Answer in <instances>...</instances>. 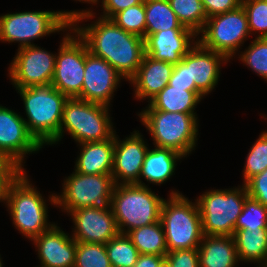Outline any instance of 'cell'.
Instances as JSON below:
<instances>
[{
	"label": "cell",
	"instance_id": "6da1fadb",
	"mask_svg": "<svg viewBox=\"0 0 267 267\" xmlns=\"http://www.w3.org/2000/svg\"><path fill=\"white\" fill-rule=\"evenodd\" d=\"M97 18L88 25H71L90 53L106 60L125 81H129L136 74L145 54L144 39L126 32L111 19Z\"/></svg>",
	"mask_w": 267,
	"mask_h": 267
},
{
	"label": "cell",
	"instance_id": "7a4b0ae2",
	"mask_svg": "<svg viewBox=\"0 0 267 267\" xmlns=\"http://www.w3.org/2000/svg\"><path fill=\"white\" fill-rule=\"evenodd\" d=\"M97 15L91 9L70 11H24L0 15V41L19 43L18 48L36 45L33 40L64 32L69 24L87 22ZM32 41V42H31Z\"/></svg>",
	"mask_w": 267,
	"mask_h": 267
},
{
	"label": "cell",
	"instance_id": "3957f363",
	"mask_svg": "<svg viewBox=\"0 0 267 267\" xmlns=\"http://www.w3.org/2000/svg\"><path fill=\"white\" fill-rule=\"evenodd\" d=\"M26 113L23 117L29 132L42 145L58 144L63 108L68 97L52 84L16 88Z\"/></svg>",
	"mask_w": 267,
	"mask_h": 267
},
{
	"label": "cell",
	"instance_id": "277c9868",
	"mask_svg": "<svg viewBox=\"0 0 267 267\" xmlns=\"http://www.w3.org/2000/svg\"><path fill=\"white\" fill-rule=\"evenodd\" d=\"M26 171L10 184L2 203L6 204L14 227L29 240L50 229L48 201L30 183ZM49 221V222H48Z\"/></svg>",
	"mask_w": 267,
	"mask_h": 267
},
{
	"label": "cell",
	"instance_id": "5b68a950",
	"mask_svg": "<svg viewBox=\"0 0 267 267\" xmlns=\"http://www.w3.org/2000/svg\"><path fill=\"white\" fill-rule=\"evenodd\" d=\"M137 116L151 135L154 146L173 149L184 157L195 150L199 134L197 114L155 110L148 103Z\"/></svg>",
	"mask_w": 267,
	"mask_h": 267
},
{
	"label": "cell",
	"instance_id": "8992f818",
	"mask_svg": "<svg viewBox=\"0 0 267 267\" xmlns=\"http://www.w3.org/2000/svg\"><path fill=\"white\" fill-rule=\"evenodd\" d=\"M161 207L168 252L198 248L204 236L198 203L190 201L178 190H171Z\"/></svg>",
	"mask_w": 267,
	"mask_h": 267
},
{
	"label": "cell",
	"instance_id": "52a82bcc",
	"mask_svg": "<svg viewBox=\"0 0 267 267\" xmlns=\"http://www.w3.org/2000/svg\"><path fill=\"white\" fill-rule=\"evenodd\" d=\"M163 197L148 186L117 184L111 197V209L120 234L160 221Z\"/></svg>",
	"mask_w": 267,
	"mask_h": 267
},
{
	"label": "cell",
	"instance_id": "ba28073f",
	"mask_svg": "<svg viewBox=\"0 0 267 267\" xmlns=\"http://www.w3.org/2000/svg\"><path fill=\"white\" fill-rule=\"evenodd\" d=\"M109 111V106L103 104L68 98L63 108L58 142L65 132L77 144L110 139L116 131Z\"/></svg>",
	"mask_w": 267,
	"mask_h": 267
},
{
	"label": "cell",
	"instance_id": "9c48e42d",
	"mask_svg": "<svg viewBox=\"0 0 267 267\" xmlns=\"http://www.w3.org/2000/svg\"><path fill=\"white\" fill-rule=\"evenodd\" d=\"M248 197L246 185L207 190L197 197L204 235L233 236L238 217Z\"/></svg>",
	"mask_w": 267,
	"mask_h": 267
},
{
	"label": "cell",
	"instance_id": "30bf717a",
	"mask_svg": "<svg viewBox=\"0 0 267 267\" xmlns=\"http://www.w3.org/2000/svg\"><path fill=\"white\" fill-rule=\"evenodd\" d=\"M114 186L111 174H81L74 170L63 180L61 194L53 193L48 200L67 214L85 207L108 206Z\"/></svg>",
	"mask_w": 267,
	"mask_h": 267
},
{
	"label": "cell",
	"instance_id": "8fae6325",
	"mask_svg": "<svg viewBox=\"0 0 267 267\" xmlns=\"http://www.w3.org/2000/svg\"><path fill=\"white\" fill-rule=\"evenodd\" d=\"M197 35L198 43L205 49L223 54L229 61L233 60L236 52L239 54L240 46L251 36L242 5L207 18L203 29Z\"/></svg>",
	"mask_w": 267,
	"mask_h": 267
},
{
	"label": "cell",
	"instance_id": "7c38bea8",
	"mask_svg": "<svg viewBox=\"0 0 267 267\" xmlns=\"http://www.w3.org/2000/svg\"><path fill=\"white\" fill-rule=\"evenodd\" d=\"M65 31L66 34L63 35L62 43L60 42L59 45V52L56 53L55 71L51 84L68 98H77L82 92L88 48L73 30L71 24L65 28Z\"/></svg>",
	"mask_w": 267,
	"mask_h": 267
},
{
	"label": "cell",
	"instance_id": "4fadbf2b",
	"mask_svg": "<svg viewBox=\"0 0 267 267\" xmlns=\"http://www.w3.org/2000/svg\"><path fill=\"white\" fill-rule=\"evenodd\" d=\"M16 53L8 67L11 84L15 88L51 84L55 71L56 53L53 54L37 45L18 48Z\"/></svg>",
	"mask_w": 267,
	"mask_h": 267
},
{
	"label": "cell",
	"instance_id": "5bb4252c",
	"mask_svg": "<svg viewBox=\"0 0 267 267\" xmlns=\"http://www.w3.org/2000/svg\"><path fill=\"white\" fill-rule=\"evenodd\" d=\"M42 148L29 132L23 116L0 105V154L10 157L24 170L26 154L39 152Z\"/></svg>",
	"mask_w": 267,
	"mask_h": 267
},
{
	"label": "cell",
	"instance_id": "9a60e30c",
	"mask_svg": "<svg viewBox=\"0 0 267 267\" xmlns=\"http://www.w3.org/2000/svg\"><path fill=\"white\" fill-rule=\"evenodd\" d=\"M123 79L106 60L87 49L82 92L77 98L110 107L114 92Z\"/></svg>",
	"mask_w": 267,
	"mask_h": 267
},
{
	"label": "cell",
	"instance_id": "2e32d148",
	"mask_svg": "<svg viewBox=\"0 0 267 267\" xmlns=\"http://www.w3.org/2000/svg\"><path fill=\"white\" fill-rule=\"evenodd\" d=\"M69 215L74 224L71 236L76 242L106 244L119 234L110 205L75 209Z\"/></svg>",
	"mask_w": 267,
	"mask_h": 267
},
{
	"label": "cell",
	"instance_id": "e0dca14e",
	"mask_svg": "<svg viewBox=\"0 0 267 267\" xmlns=\"http://www.w3.org/2000/svg\"><path fill=\"white\" fill-rule=\"evenodd\" d=\"M116 133L114 134V158L111 173L113 181L115 185L136 183L139 180L149 145L138 130L133 131L123 141Z\"/></svg>",
	"mask_w": 267,
	"mask_h": 267
},
{
	"label": "cell",
	"instance_id": "ac0fdd59",
	"mask_svg": "<svg viewBox=\"0 0 267 267\" xmlns=\"http://www.w3.org/2000/svg\"><path fill=\"white\" fill-rule=\"evenodd\" d=\"M182 61L189 67L190 91H197L203 98L218 85L222 63L230 62L223 54L205 49L198 42Z\"/></svg>",
	"mask_w": 267,
	"mask_h": 267
},
{
	"label": "cell",
	"instance_id": "d6986e66",
	"mask_svg": "<svg viewBox=\"0 0 267 267\" xmlns=\"http://www.w3.org/2000/svg\"><path fill=\"white\" fill-rule=\"evenodd\" d=\"M197 37L191 29H168L145 35V54L175 65L196 45Z\"/></svg>",
	"mask_w": 267,
	"mask_h": 267
},
{
	"label": "cell",
	"instance_id": "ffe728a7",
	"mask_svg": "<svg viewBox=\"0 0 267 267\" xmlns=\"http://www.w3.org/2000/svg\"><path fill=\"white\" fill-rule=\"evenodd\" d=\"M39 267H74L76 241L55 223L50 229L33 238Z\"/></svg>",
	"mask_w": 267,
	"mask_h": 267
},
{
	"label": "cell",
	"instance_id": "44dd1931",
	"mask_svg": "<svg viewBox=\"0 0 267 267\" xmlns=\"http://www.w3.org/2000/svg\"><path fill=\"white\" fill-rule=\"evenodd\" d=\"M173 68L174 64L144 54L136 74L128 81L134 87V97L149 103L168 85Z\"/></svg>",
	"mask_w": 267,
	"mask_h": 267
},
{
	"label": "cell",
	"instance_id": "7402d4cb",
	"mask_svg": "<svg viewBox=\"0 0 267 267\" xmlns=\"http://www.w3.org/2000/svg\"><path fill=\"white\" fill-rule=\"evenodd\" d=\"M80 153L74 170L81 174H111L114 158V135L104 141L78 144Z\"/></svg>",
	"mask_w": 267,
	"mask_h": 267
},
{
	"label": "cell",
	"instance_id": "603a6c76",
	"mask_svg": "<svg viewBox=\"0 0 267 267\" xmlns=\"http://www.w3.org/2000/svg\"><path fill=\"white\" fill-rule=\"evenodd\" d=\"M182 158L185 157L170 148L156 146L153 149L149 148L141 168L139 180L135 184L149 186L141 180L142 178L156 185L165 183L175 175L177 162Z\"/></svg>",
	"mask_w": 267,
	"mask_h": 267
},
{
	"label": "cell",
	"instance_id": "cb8c5ba5",
	"mask_svg": "<svg viewBox=\"0 0 267 267\" xmlns=\"http://www.w3.org/2000/svg\"><path fill=\"white\" fill-rule=\"evenodd\" d=\"M198 260L199 267H236L239 259L233 236L204 235L198 247Z\"/></svg>",
	"mask_w": 267,
	"mask_h": 267
},
{
	"label": "cell",
	"instance_id": "d4e9b609",
	"mask_svg": "<svg viewBox=\"0 0 267 267\" xmlns=\"http://www.w3.org/2000/svg\"><path fill=\"white\" fill-rule=\"evenodd\" d=\"M233 239L239 262L257 263V267H262L266 263L267 229L235 230Z\"/></svg>",
	"mask_w": 267,
	"mask_h": 267
},
{
	"label": "cell",
	"instance_id": "484cf974",
	"mask_svg": "<svg viewBox=\"0 0 267 267\" xmlns=\"http://www.w3.org/2000/svg\"><path fill=\"white\" fill-rule=\"evenodd\" d=\"M203 99L197 91L167 85L149 104L155 109L171 113L196 114L195 108Z\"/></svg>",
	"mask_w": 267,
	"mask_h": 267
},
{
	"label": "cell",
	"instance_id": "4316f807",
	"mask_svg": "<svg viewBox=\"0 0 267 267\" xmlns=\"http://www.w3.org/2000/svg\"><path fill=\"white\" fill-rule=\"evenodd\" d=\"M140 254L166 256L168 253L161 221L135 228L127 233Z\"/></svg>",
	"mask_w": 267,
	"mask_h": 267
},
{
	"label": "cell",
	"instance_id": "83f0119b",
	"mask_svg": "<svg viewBox=\"0 0 267 267\" xmlns=\"http://www.w3.org/2000/svg\"><path fill=\"white\" fill-rule=\"evenodd\" d=\"M145 19V35L168 29H189L178 21L168 0H145Z\"/></svg>",
	"mask_w": 267,
	"mask_h": 267
},
{
	"label": "cell",
	"instance_id": "f1b7e54d",
	"mask_svg": "<svg viewBox=\"0 0 267 267\" xmlns=\"http://www.w3.org/2000/svg\"><path fill=\"white\" fill-rule=\"evenodd\" d=\"M178 21L196 34L204 27L207 15L201 0H168Z\"/></svg>",
	"mask_w": 267,
	"mask_h": 267
},
{
	"label": "cell",
	"instance_id": "f546056e",
	"mask_svg": "<svg viewBox=\"0 0 267 267\" xmlns=\"http://www.w3.org/2000/svg\"><path fill=\"white\" fill-rule=\"evenodd\" d=\"M112 267H133L140 255L127 234H118L105 244Z\"/></svg>",
	"mask_w": 267,
	"mask_h": 267
},
{
	"label": "cell",
	"instance_id": "4dcf8cb0",
	"mask_svg": "<svg viewBox=\"0 0 267 267\" xmlns=\"http://www.w3.org/2000/svg\"><path fill=\"white\" fill-rule=\"evenodd\" d=\"M239 52V61L267 82V38H255L244 51Z\"/></svg>",
	"mask_w": 267,
	"mask_h": 267
},
{
	"label": "cell",
	"instance_id": "1f68e13d",
	"mask_svg": "<svg viewBox=\"0 0 267 267\" xmlns=\"http://www.w3.org/2000/svg\"><path fill=\"white\" fill-rule=\"evenodd\" d=\"M250 148L243 170L242 184L244 185L252 177L267 169V131H262L259 138Z\"/></svg>",
	"mask_w": 267,
	"mask_h": 267
},
{
	"label": "cell",
	"instance_id": "d6a6232c",
	"mask_svg": "<svg viewBox=\"0 0 267 267\" xmlns=\"http://www.w3.org/2000/svg\"><path fill=\"white\" fill-rule=\"evenodd\" d=\"M74 267H112L105 244L76 242Z\"/></svg>",
	"mask_w": 267,
	"mask_h": 267
},
{
	"label": "cell",
	"instance_id": "836d02e7",
	"mask_svg": "<svg viewBox=\"0 0 267 267\" xmlns=\"http://www.w3.org/2000/svg\"><path fill=\"white\" fill-rule=\"evenodd\" d=\"M110 19L126 32L145 38V0L143 3L119 11Z\"/></svg>",
	"mask_w": 267,
	"mask_h": 267
},
{
	"label": "cell",
	"instance_id": "e575fe53",
	"mask_svg": "<svg viewBox=\"0 0 267 267\" xmlns=\"http://www.w3.org/2000/svg\"><path fill=\"white\" fill-rule=\"evenodd\" d=\"M256 229H267V207L248 196L238 217L235 230Z\"/></svg>",
	"mask_w": 267,
	"mask_h": 267
},
{
	"label": "cell",
	"instance_id": "d590c367",
	"mask_svg": "<svg viewBox=\"0 0 267 267\" xmlns=\"http://www.w3.org/2000/svg\"><path fill=\"white\" fill-rule=\"evenodd\" d=\"M249 32L255 38H267V0H242Z\"/></svg>",
	"mask_w": 267,
	"mask_h": 267
},
{
	"label": "cell",
	"instance_id": "8d00e7d4",
	"mask_svg": "<svg viewBox=\"0 0 267 267\" xmlns=\"http://www.w3.org/2000/svg\"><path fill=\"white\" fill-rule=\"evenodd\" d=\"M23 172L10 157L0 154V202L3 201L10 184Z\"/></svg>",
	"mask_w": 267,
	"mask_h": 267
},
{
	"label": "cell",
	"instance_id": "74e56055",
	"mask_svg": "<svg viewBox=\"0 0 267 267\" xmlns=\"http://www.w3.org/2000/svg\"><path fill=\"white\" fill-rule=\"evenodd\" d=\"M165 262L169 267H199L198 248L168 252Z\"/></svg>",
	"mask_w": 267,
	"mask_h": 267
},
{
	"label": "cell",
	"instance_id": "f35d334b",
	"mask_svg": "<svg viewBox=\"0 0 267 267\" xmlns=\"http://www.w3.org/2000/svg\"><path fill=\"white\" fill-rule=\"evenodd\" d=\"M245 185L248 196L267 207V169L252 177Z\"/></svg>",
	"mask_w": 267,
	"mask_h": 267
},
{
	"label": "cell",
	"instance_id": "ab89813d",
	"mask_svg": "<svg viewBox=\"0 0 267 267\" xmlns=\"http://www.w3.org/2000/svg\"><path fill=\"white\" fill-rule=\"evenodd\" d=\"M207 18L241 6L242 0H201Z\"/></svg>",
	"mask_w": 267,
	"mask_h": 267
},
{
	"label": "cell",
	"instance_id": "60d3db41",
	"mask_svg": "<svg viewBox=\"0 0 267 267\" xmlns=\"http://www.w3.org/2000/svg\"><path fill=\"white\" fill-rule=\"evenodd\" d=\"M168 85L190 91L189 67L182 60L174 65Z\"/></svg>",
	"mask_w": 267,
	"mask_h": 267
},
{
	"label": "cell",
	"instance_id": "b9f144b4",
	"mask_svg": "<svg viewBox=\"0 0 267 267\" xmlns=\"http://www.w3.org/2000/svg\"><path fill=\"white\" fill-rule=\"evenodd\" d=\"M143 2L144 0H103L101 2L103 12H101L102 15L100 17L110 19L119 11Z\"/></svg>",
	"mask_w": 267,
	"mask_h": 267
},
{
	"label": "cell",
	"instance_id": "7bdbcfd3",
	"mask_svg": "<svg viewBox=\"0 0 267 267\" xmlns=\"http://www.w3.org/2000/svg\"><path fill=\"white\" fill-rule=\"evenodd\" d=\"M165 262L164 256L140 254L133 267H160Z\"/></svg>",
	"mask_w": 267,
	"mask_h": 267
},
{
	"label": "cell",
	"instance_id": "ee69618b",
	"mask_svg": "<svg viewBox=\"0 0 267 267\" xmlns=\"http://www.w3.org/2000/svg\"><path fill=\"white\" fill-rule=\"evenodd\" d=\"M75 1H79V2H85V3H88V4H92L91 7L93 6V4H99V2H101V0H75Z\"/></svg>",
	"mask_w": 267,
	"mask_h": 267
},
{
	"label": "cell",
	"instance_id": "f6af8a7d",
	"mask_svg": "<svg viewBox=\"0 0 267 267\" xmlns=\"http://www.w3.org/2000/svg\"><path fill=\"white\" fill-rule=\"evenodd\" d=\"M160 267H169V265L166 262H164Z\"/></svg>",
	"mask_w": 267,
	"mask_h": 267
},
{
	"label": "cell",
	"instance_id": "bcb514c9",
	"mask_svg": "<svg viewBox=\"0 0 267 267\" xmlns=\"http://www.w3.org/2000/svg\"><path fill=\"white\" fill-rule=\"evenodd\" d=\"M3 261H2V258H1V255H0V267H3Z\"/></svg>",
	"mask_w": 267,
	"mask_h": 267
},
{
	"label": "cell",
	"instance_id": "7dc6e473",
	"mask_svg": "<svg viewBox=\"0 0 267 267\" xmlns=\"http://www.w3.org/2000/svg\"><path fill=\"white\" fill-rule=\"evenodd\" d=\"M262 267H267V260H266V263Z\"/></svg>",
	"mask_w": 267,
	"mask_h": 267
}]
</instances>
